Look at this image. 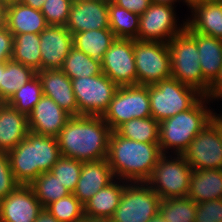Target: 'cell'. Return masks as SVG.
Masks as SVG:
<instances>
[{
    "mask_svg": "<svg viewBox=\"0 0 222 222\" xmlns=\"http://www.w3.org/2000/svg\"><path fill=\"white\" fill-rule=\"evenodd\" d=\"M111 132L101 116H72L56 137L61 156L82 162L107 159Z\"/></svg>",
    "mask_w": 222,
    "mask_h": 222,
    "instance_id": "1",
    "label": "cell"
},
{
    "mask_svg": "<svg viewBox=\"0 0 222 222\" xmlns=\"http://www.w3.org/2000/svg\"><path fill=\"white\" fill-rule=\"evenodd\" d=\"M161 155L159 143L129 140L116 131L110 134L107 161L116 180L146 182Z\"/></svg>",
    "mask_w": 222,
    "mask_h": 222,
    "instance_id": "2",
    "label": "cell"
},
{
    "mask_svg": "<svg viewBox=\"0 0 222 222\" xmlns=\"http://www.w3.org/2000/svg\"><path fill=\"white\" fill-rule=\"evenodd\" d=\"M7 153L13 175L20 185H30L41 173L51 171L61 157L55 137L31 131Z\"/></svg>",
    "mask_w": 222,
    "mask_h": 222,
    "instance_id": "3",
    "label": "cell"
},
{
    "mask_svg": "<svg viewBox=\"0 0 222 222\" xmlns=\"http://www.w3.org/2000/svg\"><path fill=\"white\" fill-rule=\"evenodd\" d=\"M206 103L207 99L202 96L188 110L159 123V146L162 154H168L172 148L173 153L182 154L189 143L217 115L208 109Z\"/></svg>",
    "mask_w": 222,
    "mask_h": 222,
    "instance_id": "4",
    "label": "cell"
},
{
    "mask_svg": "<svg viewBox=\"0 0 222 222\" xmlns=\"http://www.w3.org/2000/svg\"><path fill=\"white\" fill-rule=\"evenodd\" d=\"M203 96L196 88L175 78L149 85L151 116L159 123L191 108Z\"/></svg>",
    "mask_w": 222,
    "mask_h": 222,
    "instance_id": "5",
    "label": "cell"
},
{
    "mask_svg": "<svg viewBox=\"0 0 222 222\" xmlns=\"http://www.w3.org/2000/svg\"><path fill=\"white\" fill-rule=\"evenodd\" d=\"M166 155L159 157L146 183L161 199L187 197L193 169L181 154H175V159Z\"/></svg>",
    "mask_w": 222,
    "mask_h": 222,
    "instance_id": "6",
    "label": "cell"
},
{
    "mask_svg": "<svg viewBox=\"0 0 222 222\" xmlns=\"http://www.w3.org/2000/svg\"><path fill=\"white\" fill-rule=\"evenodd\" d=\"M101 117L112 131L131 119L151 117L149 85L118 87Z\"/></svg>",
    "mask_w": 222,
    "mask_h": 222,
    "instance_id": "7",
    "label": "cell"
},
{
    "mask_svg": "<svg viewBox=\"0 0 222 222\" xmlns=\"http://www.w3.org/2000/svg\"><path fill=\"white\" fill-rule=\"evenodd\" d=\"M181 155L193 170L222 169L220 114L198 133Z\"/></svg>",
    "mask_w": 222,
    "mask_h": 222,
    "instance_id": "8",
    "label": "cell"
},
{
    "mask_svg": "<svg viewBox=\"0 0 222 222\" xmlns=\"http://www.w3.org/2000/svg\"><path fill=\"white\" fill-rule=\"evenodd\" d=\"M171 77L203 94V74L196 41L184 30L169 42Z\"/></svg>",
    "mask_w": 222,
    "mask_h": 222,
    "instance_id": "9",
    "label": "cell"
},
{
    "mask_svg": "<svg viewBox=\"0 0 222 222\" xmlns=\"http://www.w3.org/2000/svg\"><path fill=\"white\" fill-rule=\"evenodd\" d=\"M160 196L146 182L126 184L113 222H148L159 213Z\"/></svg>",
    "mask_w": 222,
    "mask_h": 222,
    "instance_id": "10",
    "label": "cell"
},
{
    "mask_svg": "<svg viewBox=\"0 0 222 222\" xmlns=\"http://www.w3.org/2000/svg\"><path fill=\"white\" fill-rule=\"evenodd\" d=\"M137 85H151L171 77L168 43L134 40Z\"/></svg>",
    "mask_w": 222,
    "mask_h": 222,
    "instance_id": "11",
    "label": "cell"
},
{
    "mask_svg": "<svg viewBox=\"0 0 222 222\" xmlns=\"http://www.w3.org/2000/svg\"><path fill=\"white\" fill-rule=\"evenodd\" d=\"M71 82L78 105V116H102L118 89L104 73L79 77Z\"/></svg>",
    "mask_w": 222,
    "mask_h": 222,
    "instance_id": "12",
    "label": "cell"
},
{
    "mask_svg": "<svg viewBox=\"0 0 222 222\" xmlns=\"http://www.w3.org/2000/svg\"><path fill=\"white\" fill-rule=\"evenodd\" d=\"M174 6L151 3L140 15L138 40L168 43L174 36L183 32L186 21L177 27Z\"/></svg>",
    "mask_w": 222,
    "mask_h": 222,
    "instance_id": "13",
    "label": "cell"
},
{
    "mask_svg": "<svg viewBox=\"0 0 222 222\" xmlns=\"http://www.w3.org/2000/svg\"><path fill=\"white\" fill-rule=\"evenodd\" d=\"M101 69L118 87L137 85L134 40L116 38L101 60Z\"/></svg>",
    "mask_w": 222,
    "mask_h": 222,
    "instance_id": "14",
    "label": "cell"
},
{
    "mask_svg": "<svg viewBox=\"0 0 222 222\" xmlns=\"http://www.w3.org/2000/svg\"><path fill=\"white\" fill-rule=\"evenodd\" d=\"M43 209L30 185H19L0 200V222H34Z\"/></svg>",
    "mask_w": 222,
    "mask_h": 222,
    "instance_id": "15",
    "label": "cell"
},
{
    "mask_svg": "<svg viewBox=\"0 0 222 222\" xmlns=\"http://www.w3.org/2000/svg\"><path fill=\"white\" fill-rule=\"evenodd\" d=\"M71 34L110 29L108 0L73 3L65 26Z\"/></svg>",
    "mask_w": 222,
    "mask_h": 222,
    "instance_id": "16",
    "label": "cell"
},
{
    "mask_svg": "<svg viewBox=\"0 0 222 222\" xmlns=\"http://www.w3.org/2000/svg\"><path fill=\"white\" fill-rule=\"evenodd\" d=\"M73 47V37L65 26L49 25L40 33L41 70L60 69Z\"/></svg>",
    "mask_w": 222,
    "mask_h": 222,
    "instance_id": "17",
    "label": "cell"
},
{
    "mask_svg": "<svg viewBox=\"0 0 222 222\" xmlns=\"http://www.w3.org/2000/svg\"><path fill=\"white\" fill-rule=\"evenodd\" d=\"M27 117L31 132L56 138L72 116L43 95Z\"/></svg>",
    "mask_w": 222,
    "mask_h": 222,
    "instance_id": "18",
    "label": "cell"
},
{
    "mask_svg": "<svg viewBox=\"0 0 222 222\" xmlns=\"http://www.w3.org/2000/svg\"><path fill=\"white\" fill-rule=\"evenodd\" d=\"M36 74L40 79L43 95L50 97L71 116H78L71 79L61 69L38 70Z\"/></svg>",
    "mask_w": 222,
    "mask_h": 222,
    "instance_id": "19",
    "label": "cell"
},
{
    "mask_svg": "<svg viewBox=\"0 0 222 222\" xmlns=\"http://www.w3.org/2000/svg\"><path fill=\"white\" fill-rule=\"evenodd\" d=\"M185 31L197 43L204 95L222 69V39L193 32L187 25Z\"/></svg>",
    "mask_w": 222,
    "mask_h": 222,
    "instance_id": "20",
    "label": "cell"
},
{
    "mask_svg": "<svg viewBox=\"0 0 222 222\" xmlns=\"http://www.w3.org/2000/svg\"><path fill=\"white\" fill-rule=\"evenodd\" d=\"M114 178L107 159L83 162L80 178L73 194L84 205Z\"/></svg>",
    "mask_w": 222,
    "mask_h": 222,
    "instance_id": "21",
    "label": "cell"
},
{
    "mask_svg": "<svg viewBox=\"0 0 222 222\" xmlns=\"http://www.w3.org/2000/svg\"><path fill=\"white\" fill-rule=\"evenodd\" d=\"M190 9L193 17L191 20H186V25L193 32L222 39V2L220 0L197 2Z\"/></svg>",
    "mask_w": 222,
    "mask_h": 222,
    "instance_id": "22",
    "label": "cell"
},
{
    "mask_svg": "<svg viewBox=\"0 0 222 222\" xmlns=\"http://www.w3.org/2000/svg\"><path fill=\"white\" fill-rule=\"evenodd\" d=\"M5 26L14 36L24 33L40 34L49 25L40 10L20 2H11L7 4Z\"/></svg>",
    "mask_w": 222,
    "mask_h": 222,
    "instance_id": "23",
    "label": "cell"
},
{
    "mask_svg": "<svg viewBox=\"0 0 222 222\" xmlns=\"http://www.w3.org/2000/svg\"><path fill=\"white\" fill-rule=\"evenodd\" d=\"M29 132L28 117L4 102L0 107V150H12Z\"/></svg>",
    "mask_w": 222,
    "mask_h": 222,
    "instance_id": "24",
    "label": "cell"
},
{
    "mask_svg": "<svg viewBox=\"0 0 222 222\" xmlns=\"http://www.w3.org/2000/svg\"><path fill=\"white\" fill-rule=\"evenodd\" d=\"M187 197L195 203L222 199V169L193 170Z\"/></svg>",
    "mask_w": 222,
    "mask_h": 222,
    "instance_id": "25",
    "label": "cell"
},
{
    "mask_svg": "<svg viewBox=\"0 0 222 222\" xmlns=\"http://www.w3.org/2000/svg\"><path fill=\"white\" fill-rule=\"evenodd\" d=\"M122 184H121V182ZM115 179L106 187L99 190L84 204V215L91 217L112 218L124 191L127 181Z\"/></svg>",
    "mask_w": 222,
    "mask_h": 222,
    "instance_id": "26",
    "label": "cell"
},
{
    "mask_svg": "<svg viewBox=\"0 0 222 222\" xmlns=\"http://www.w3.org/2000/svg\"><path fill=\"white\" fill-rule=\"evenodd\" d=\"M73 47L92 59L101 61L116 37L111 29L88 30L72 35Z\"/></svg>",
    "mask_w": 222,
    "mask_h": 222,
    "instance_id": "27",
    "label": "cell"
},
{
    "mask_svg": "<svg viewBox=\"0 0 222 222\" xmlns=\"http://www.w3.org/2000/svg\"><path fill=\"white\" fill-rule=\"evenodd\" d=\"M36 75V71L12 59L5 62L0 82V99L7 102L12 95Z\"/></svg>",
    "mask_w": 222,
    "mask_h": 222,
    "instance_id": "28",
    "label": "cell"
},
{
    "mask_svg": "<svg viewBox=\"0 0 222 222\" xmlns=\"http://www.w3.org/2000/svg\"><path fill=\"white\" fill-rule=\"evenodd\" d=\"M12 60L41 70L40 34L24 33L14 35Z\"/></svg>",
    "mask_w": 222,
    "mask_h": 222,
    "instance_id": "29",
    "label": "cell"
},
{
    "mask_svg": "<svg viewBox=\"0 0 222 222\" xmlns=\"http://www.w3.org/2000/svg\"><path fill=\"white\" fill-rule=\"evenodd\" d=\"M109 25L117 39L138 40L139 18L137 13L130 12L108 0Z\"/></svg>",
    "mask_w": 222,
    "mask_h": 222,
    "instance_id": "30",
    "label": "cell"
},
{
    "mask_svg": "<svg viewBox=\"0 0 222 222\" xmlns=\"http://www.w3.org/2000/svg\"><path fill=\"white\" fill-rule=\"evenodd\" d=\"M120 136L138 142L159 143V122L152 116L134 118L115 130Z\"/></svg>",
    "mask_w": 222,
    "mask_h": 222,
    "instance_id": "31",
    "label": "cell"
},
{
    "mask_svg": "<svg viewBox=\"0 0 222 222\" xmlns=\"http://www.w3.org/2000/svg\"><path fill=\"white\" fill-rule=\"evenodd\" d=\"M71 80L90 77L102 73L101 61L92 59L82 51L72 47L60 68Z\"/></svg>",
    "mask_w": 222,
    "mask_h": 222,
    "instance_id": "32",
    "label": "cell"
},
{
    "mask_svg": "<svg viewBox=\"0 0 222 222\" xmlns=\"http://www.w3.org/2000/svg\"><path fill=\"white\" fill-rule=\"evenodd\" d=\"M30 186L43 208H46L56 200L71 194V192L64 187L58 178L50 171L41 173Z\"/></svg>",
    "mask_w": 222,
    "mask_h": 222,
    "instance_id": "33",
    "label": "cell"
},
{
    "mask_svg": "<svg viewBox=\"0 0 222 222\" xmlns=\"http://www.w3.org/2000/svg\"><path fill=\"white\" fill-rule=\"evenodd\" d=\"M197 203L188 197L161 199L159 213L166 222H195Z\"/></svg>",
    "mask_w": 222,
    "mask_h": 222,
    "instance_id": "34",
    "label": "cell"
},
{
    "mask_svg": "<svg viewBox=\"0 0 222 222\" xmlns=\"http://www.w3.org/2000/svg\"><path fill=\"white\" fill-rule=\"evenodd\" d=\"M42 96L41 82L36 74L24 86L20 87L6 103L28 116Z\"/></svg>",
    "mask_w": 222,
    "mask_h": 222,
    "instance_id": "35",
    "label": "cell"
},
{
    "mask_svg": "<svg viewBox=\"0 0 222 222\" xmlns=\"http://www.w3.org/2000/svg\"><path fill=\"white\" fill-rule=\"evenodd\" d=\"M46 209L59 222H80L84 216V205L73 193L49 204Z\"/></svg>",
    "mask_w": 222,
    "mask_h": 222,
    "instance_id": "36",
    "label": "cell"
},
{
    "mask_svg": "<svg viewBox=\"0 0 222 222\" xmlns=\"http://www.w3.org/2000/svg\"><path fill=\"white\" fill-rule=\"evenodd\" d=\"M82 164V161L61 156L50 172L58 178L64 187L73 193L80 178Z\"/></svg>",
    "mask_w": 222,
    "mask_h": 222,
    "instance_id": "37",
    "label": "cell"
},
{
    "mask_svg": "<svg viewBox=\"0 0 222 222\" xmlns=\"http://www.w3.org/2000/svg\"><path fill=\"white\" fill-rule=\"evenodd\" d=\"M72 4L71 0H46L41 12L48 25L66 26Z\"/></svg>",
    "mask_w": 222,
    "mask_h": 222,
    "instance_id": "38",
    "label": "cell"
},
{
    "mask_svg": "<svg viewBox=\"0 0 222 222\" xmlns=\"http://www.w3.org/2000/svg\"><path fill=\"white\" fill-rule=\"evenodd\" d=\"M19 185L11 170L8 153L0 150V200L6 198Z\"/></svg>",
    "mask_w": 222,
    "mask_h": 222,
    "instance_id": "39",
    "label": "cell"
},
{
    "mask_svg": "<svg viewBox=\"0 0 222 222\" xmlns=\"http://www.w3.org/2000/svg\"><path fill=\"white\" fill-rule=\"evenodd\" d=\"M195 222H222V199L197 203Z\"/></svg>",
    "mask_w": 222,
    "mask_h": 222,
    "instance_id": "40",
    "label": "cell"
},
{
    "mask_svg": "<svg viewBox=\"0 0 222 222\" xmlns=\"http://www.w3.org/2000/svg\"><path fill=\"white\" fill-rule=\"evenodd\" d=\"M14 36L6 26L0 28V62L12 59Z\"/></svg>",
    "mask_w": 222,
    "mask_h": 222,
    "instance_id": "41",
    "label": "cell"
},
{
    "mask_svg": "<svg viewBox=\"0 0 222 222\" xmlns=\"http://www.w3.org/2000/svg\"><path fill=\"white\" fill-rule=\"evenodd\" d=\"M114 4L130 12L143 14L150 6V0H111Z\"/></svg>",
    "mask_w": 222,
    "mask_h": 222,
    "instance_id": "42",
    "label": "cell"
},
{
    "mask_svg": "<svg viewBox=\"0 0 222 222\" xmlns=\"http://www.w3.org/2000/svg\"><path fill=\"white\" fill-rule=\"evenodd\" d=\"M209 102L210 100L214 99H222V69L220 70V73L215 78V80L209 85L208 90L203 95Z\"/></svg>",
    "mask_w": 222,
    "mask_h": 222,
    "instance_id": "43",
    "label": "cell"
},
{
    "mask_svg": "<svg viewBox=\"0 0 222 222\" xmlns=\"http://www.w3.org/2000/svg\"><path fill=\"white\" fill-rule=\"evenodd\" d=\"M34 222H59L46 208H43Z\"/></svg>",
    "mask_w": 222,
    "mask_h": 222,
    "instance_id": "44",
    "label": "cell"
},
{
    "mask_svg": "<svg viewBox=\"0 0 222 222\" xmlns=\"http://www.w3.org/2000/svg\"><path fill=\"white\" fill-rule=\"evenodd\" d=\"M45 1L46 0H20L19 2L26 6L32 7L33 9H37L41 11L42 6Z\"/></svg>",
    "mask_w": 222,
    "mask_h": 222,
    "instance_id": "45",
    "label": "cell"
},
{
    "mask_svg": "<svg viewBox=\"0 0 222 222\" xmlns=\"http://www.w3.org/2000/svg\"><path fill=\"white\" fill-rule=\"evenodd\" d=\"M6 9L7 3L0 0V28L6 25Z\"/></svg>",
    "mask_w": 222,
    "mask_h": 222,
    "instance_id": "46",
    "label": "cell"
},
{
    "mask_svg": "<svg viewBox=\"0 0 222 222\" xmlns=\"http://www.w3.org/2000/svg\"><path fill=\"white\" fill-rule=\"evenodd\" d=\"M80 222H113L112 218L91 217L84 215Z\"/></svg>",
    "mask_w": 222,
    "mask_h": 222,
    "instance_id": "47",
    "label": "cell"
},
{
    "mask_svg": "<svg viewBox=\"0 0 222 222\" xmlns=\"http://www.w3.org/2000/svg\"><path fill=\"white\" fill-rule=\"evenodd\" d=\"M151 3H156V4H166V5H170L173 6L174 2H177V0H150ZM181 1V0H179Z\"/></svg>",
    "mask_w": 222,
    "mask_h": 222,
    "instance_id": "48",
    "label": "cell"
},
{
    "mask_svg": "<svg viewBox=\"0 0 222 222\" xmlns=\"http://www.w3.org/2000/svg\"><path fill=\"white\" fill-rule=\"evenodd\" d=\"M148 222H166V221L163 218V216L160 213H158L157 215L152 217Z\"/></svg>",
    "mask_w": 222,
    "mask_h": 222,
    "instance_id": "49",
    "label": "cell"
},
{
    "mask_svg": "<svg viewBox=\"0 0 222 222\" xmlns=\"http://www.w3.org/2000/svg\"><path fill=\"white\" fill-rule=\"evenodd\" d=\"M203 1H211V0H184V2L187 4V6L191 7L193 4L197 2H203Z\"/></svg>",
    "mask_w": 222,
    "mask_h": 222,
    "instance_id": "50",
    "label": "cell"
},
{
    "mask_svg": "<svg viewBox=\"0 0 222 222\" xmlns=\"http://www.w3.org/2000/svg\"><path fill=\"white\" fill-rule=\"evenodd\" d=\"M5 69V62H0V82L2 78V71Z\"/></svg>",
    "mask_w": 222,
    "mask_h": 222,
    "instance_id": "51",
    "label": "cell"
},
{
    "mask_svg": "<svg viewBox=\"0 0 222 222\" xmlns=\"http://www.w3.org/2000/svg\"><path fill=\"white\" fill-rule=\"evenodd\" d=\"M73 3H81V2H86V1H91V0H71Z\"/></svg>",
    "mask_w": 222,
    "mask_h": 222,
    "instance_id": "52",
    "label": "cell"
},
{
    "mask_svg": "<svg viewBox=\"0 0 222 222\" xmlns=\"http://www.w3.org/2000/svg\"><path fill=\"white\" fill-rule=\"evenodd\" d=\"M7 4L11 2H19L20 0H4Z\"/></svg>",
    "mask_w": 222,
    "mask_h": 222,
    "instance_id": "53",
    "label": "cell"
},
{
    "mask_svg": "<svg viewBox=\"0 0 222 222\" xmlns=\"http://www.w3.org/2000/svg\"><path fill=\"white\" fill-rule=\"evenodd\" d=\"M3 103H4V102L0 99V107L3 105Z\"/></svg>",
    "mask_w": 222,
    "mask_h": 222,
    "instance_id": "54",
    "label": "cell"
},
{
    "mask_svg": "<svg viewBox=\"0 0 222 222\" xmlns=\"http://www.w3.org/2000/svg\"><path fill=\"white\" fill-rule=\"evenodd\" d=\"M221 132H222V115H221Z\"/></svg>",
    "mask_w": 222,
    "mask_h": 222,
    "instance_id": "55",
    "label": "cell"
}]
</instances>
